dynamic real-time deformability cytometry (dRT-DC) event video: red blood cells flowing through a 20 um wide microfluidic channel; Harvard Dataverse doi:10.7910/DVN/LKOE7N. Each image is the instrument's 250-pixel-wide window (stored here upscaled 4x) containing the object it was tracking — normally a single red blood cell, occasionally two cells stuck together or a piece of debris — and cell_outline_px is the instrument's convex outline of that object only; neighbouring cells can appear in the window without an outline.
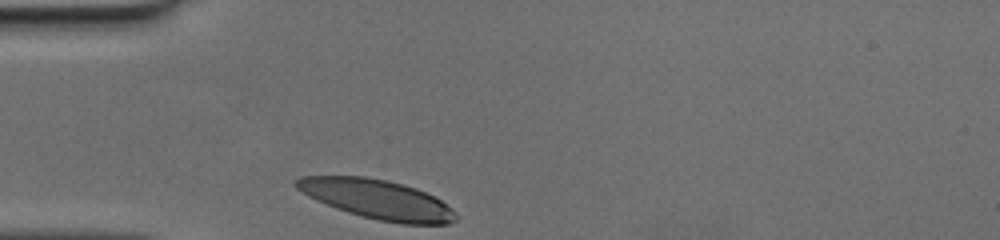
{"species": "human", "species_latin": "Homo sapiens", "temperature_condition": "cold", "stored_images_in_passage": 25, "camera_frame_rate_fps": 3000, "um_per_image_px": 0.085, "donor": {"sex": "female"}, "frame": {"image": 1, "passage_image": 1, "time_ms": 0.0, "image_size_px": [1000, 240], "cell_outline_px": [[456, 220], [448, 224], [400, 224], [360, 216], [336, 208], [316, 200], [308, 196], [296, 188], [292, 184], [292, 180], [300, 176], [364, 176], [384, 180], [416, 188], [440, 200], [452, 208], [456, 212]], "centroid_in_image_um": [32.02, 16.94], "position_along_channel_um": 53.0, "area_um2": 36.47}}
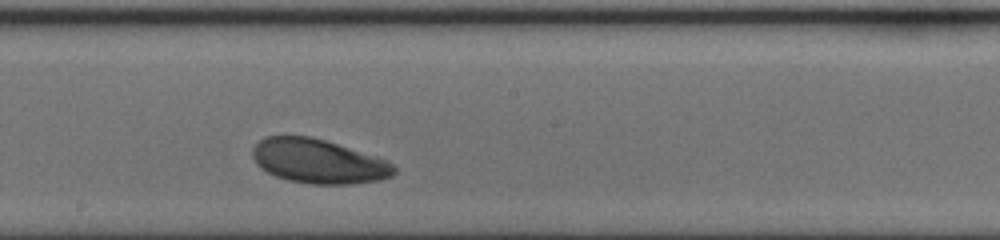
{"frame": {"image": 2, "passage_image": 14, "time_ms": 4.333, "image_size_px": [1000, 240], "cell_outline_px": [[396, 172], [392, 176], [380, 180], [352, 184], [312, 184], [288, 180], [276, 176], [260, 168], [256, 164], [252, 156], [252, 148], [264, 136], [312, 136], [384, 160], [392, 164], [396, 168]], "centroid_in_image_um": [27.01, 13.72], "position_along_channel_um": 221.2, "area_um2": 36.13}}
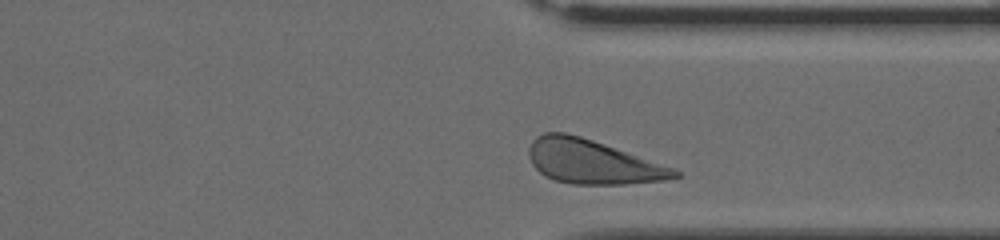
{"frame": {"image": 3, "passage_image": 24, "time_ms": 7.667, "image_size_px": [1000, 240], "cell_outline_px": [[680, 176], [664, 180], [624, 184], [572, 184], [556, 180], [544, 176], [532, 164], [528, 156], [528, 148], [532, 140], [536, 136], [544, 132], [564, 132], [580, 136], [676, 168], [680, 172]], "centroid_in_image_um": [50.33, 13.75], "position_along_channel_um": 361.1, "area_um2": 37.34}}